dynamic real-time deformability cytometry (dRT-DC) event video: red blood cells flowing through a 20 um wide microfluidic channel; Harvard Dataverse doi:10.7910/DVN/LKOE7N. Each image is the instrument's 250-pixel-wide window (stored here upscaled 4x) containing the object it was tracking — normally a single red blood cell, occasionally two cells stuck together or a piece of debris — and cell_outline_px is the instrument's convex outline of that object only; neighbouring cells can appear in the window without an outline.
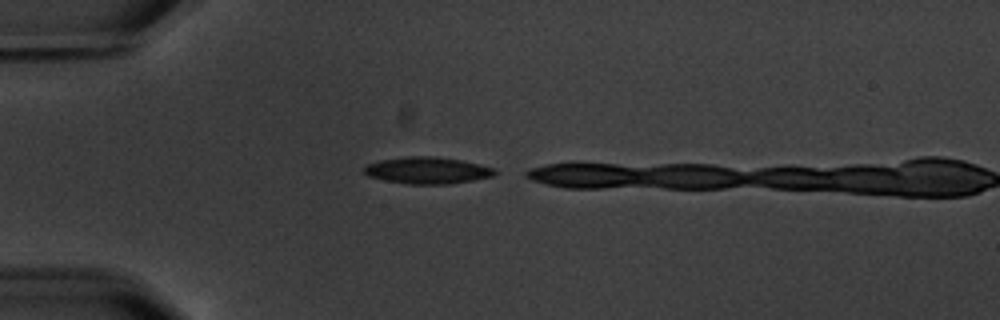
{"species": "common noctule bat (a hibernating species)", "species_latin": "Nyctalus noctula", "temperature_condition": "warm", "stored_images_in_passage": 3, "camera_frame_rate_fps": 3000, "um_per_image_px": 0.085, "animal": {"sex": "male", "body_mass_g": 20.1, "forearm_length_mm": 53.5}, "frame": {"image": 1, "passage_image": 1, "time_ms": 0.0, "image_size_px": [1000, 320], "cell_outline_px": [[496, 172], [492, 176], [472, 180], [448, 184], [408, 184], [384, 180], [368, 176], [364, 172], [364, 168], [368, 164], [380, 160], [408, 156], [432, 156], [460, 160], [492, 168]], "centroid_in_image_um": [36.27, 14.49], "position_along_channel_um": 48.7, "area_um2": 20.0}}